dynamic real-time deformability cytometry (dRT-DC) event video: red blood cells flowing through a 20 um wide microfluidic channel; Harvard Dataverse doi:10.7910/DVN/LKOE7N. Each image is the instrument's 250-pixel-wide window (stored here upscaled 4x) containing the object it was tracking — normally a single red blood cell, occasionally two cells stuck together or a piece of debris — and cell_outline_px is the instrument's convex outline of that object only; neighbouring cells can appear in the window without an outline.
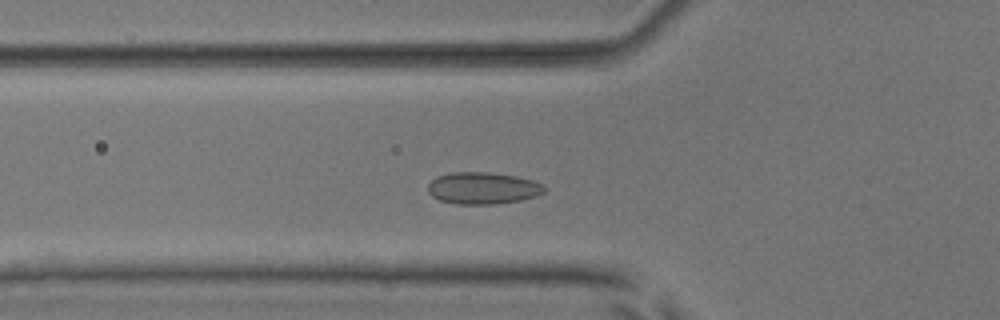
{"species": "common noctule bat (a hibernating species)", "species_latin": "Nyctalus noctula", "temperature_condition": "room temperature", "stored_images_in_passage": 48, "camera_frame_rate_fps": 3000, "um_per_image_px": 0.085, "animal": {"sex": "male", "body_mass_g": 17.9, "forearm_length_mm": 54.2}, "frame": {"image": 1, "passage_image": 13, "time_ms": 4.0, "image_size_px": [1000, 320], "cell_outline_px": [[548, 188], [544, 192], [536, 196], [520, 200], [496, 204], [456, 204], [440, 200], [432, 196], [428, 192], [428, 184], [436, 176], [452, 172], [488, 172], [516, 176], [532, 180], [544, 184]], "centroid_in_image_um": [41.06, 15.99], "position_along_channel_um": 84.7, "area_um2": 21.79}}
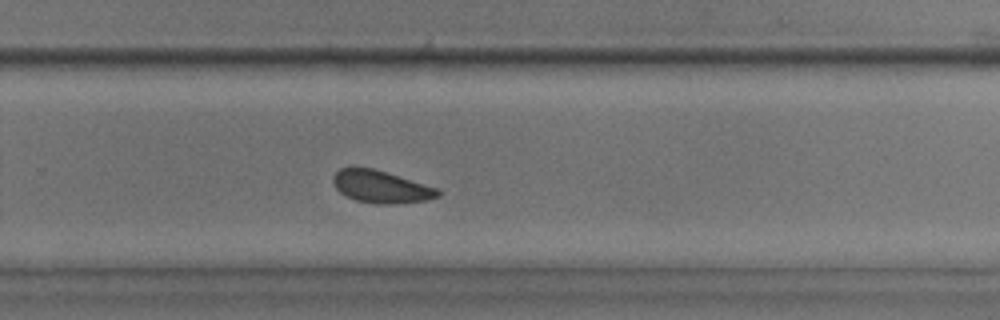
{"frame": {"image": 2, "passage_image": 30, "time_ms": 9.667, "image_size_px": [1000, 320], "cell_outline_px": [[440, 196], [428, 200], [388, 204], [376, 204], [356, 200], [340, 192], [332, 184], [332, 176], [340, 168], [372, 168], [440, 188]], "centroid_in_image_um": [32.4, 15.88], "position_along_channel_um": 297.4, "area_um2": 19.71}}
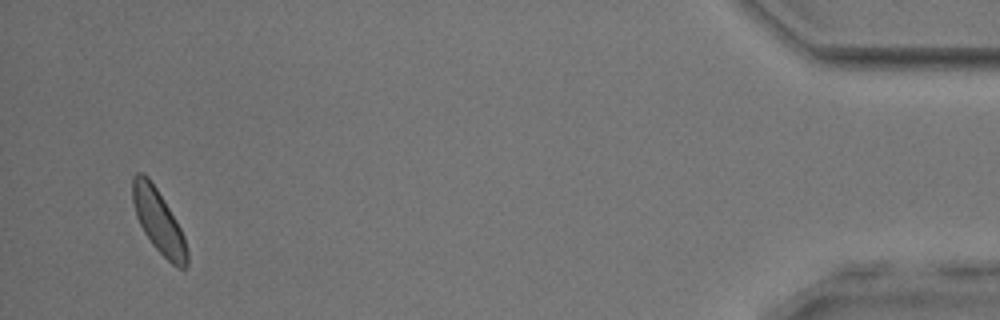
{"frame": {"image": 3, "passage_image": 46, "time_ms": 15.0, "image_size_px": [1000, 320], "cell_outline_px": [[188, 264], [184, 268], [180, 268], [172, 264], [152, 244], [144, 232], [136, 216], [132, 200], [132, 176], [136, 172], [144, 172], [148, 176], [156, 188], [176, 220], [184, 236], [188, 252]], "centroid_in_image_um": [13.46, 18.78], "position_along_channel_um": 421.7, "area_um2": 20.0}, "authors_computed_cell_mechanics": {"area_um2": 20.2011, "velocity_mm_per_s": 3.7633, "shape_relaxation_time_tau1_ms": 2.5041, "shape_relaxation_time_tau2_ms": null, "deformation_change_tau1": 0.0335, "deformation_change_tau2": null}}